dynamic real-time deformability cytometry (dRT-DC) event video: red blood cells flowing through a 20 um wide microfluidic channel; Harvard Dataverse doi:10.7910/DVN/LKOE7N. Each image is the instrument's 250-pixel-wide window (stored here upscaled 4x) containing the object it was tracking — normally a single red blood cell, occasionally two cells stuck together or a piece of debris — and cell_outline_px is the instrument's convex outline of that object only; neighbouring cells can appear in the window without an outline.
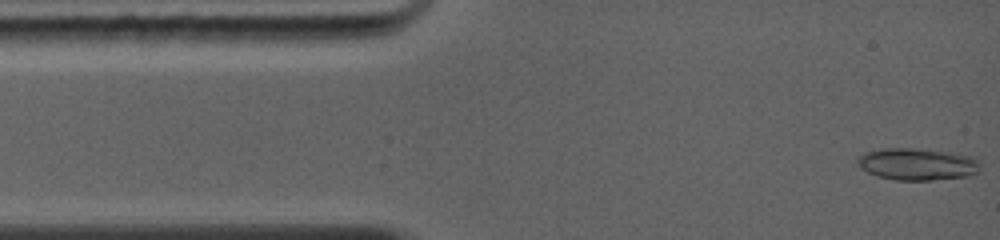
{"species": "common noctule bat (a hibernating species)", "species_latin": "Nyctalus noctula", "temperature_condition": "warm", "stored_images_in_passage": 53, "camera_frame_rate_fps": 5000, "um_per_image_px": 0.085, "animal": {"sex": "female", "body_mass_g": 19.0, "forearm_length_mm": 56.7}, "frame": {"image": 1, "passage_image": 1, "time_ms": 0.0, "image_size_px": [1000, 240], "cell_outline_px": [[980, 168], [972, 176], [932, 180], [896, 180], [876, 176], [860, 168], [856, 160], [864, 152], [880, 148], [912, 148], [948, 152], [972, 156], [976, 160]], "centroid_in_image_um": [77.94, 13.96], "position_along_channel_um": 7.1, "area_um2": 22.95}}
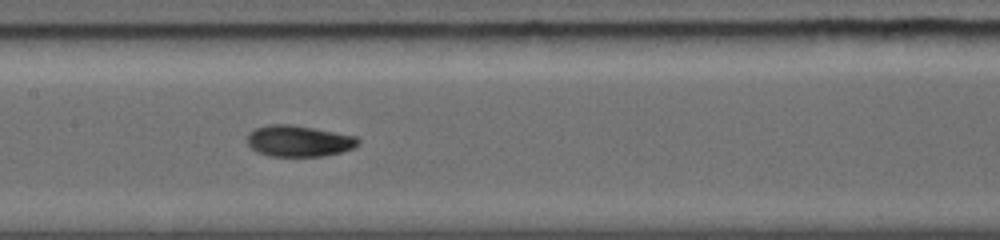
{"frame": {"image": 2, "passage_image": 23, "time_ms": 5.6, "image_size_px": [1000, 240], "cell_outline_px": [[360, 144], [352, 148], [340, 152], [324, 156], [268, 156], [256, 152], [248, 144], [248, 132], [256, 128], [268, 124], [292, 124], [356, 136], [360, 140]], "centroid_in_image_um": [25.38, 11.98], "position_along_channel_um": 182.0, "area_um2": 20.23}}
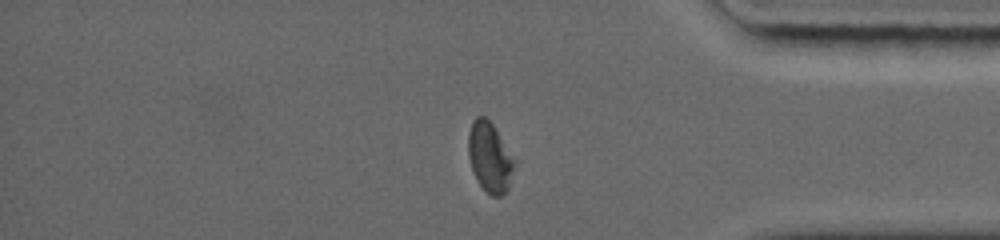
{"frame": {"image": 3, "passage_image": 46, "time_ms": 10.8, "image_size_px": [1000, 240], "cell_outline_px": [[516, 164], [508, 188], [500, 196], [492, 196], [476, 180], [472, 172], [468, 156], [468, 132], [472, 120], [476, 116], [484, 116], [492, 124], [516, 160]], "centroid_in_image_um": [41.62, 13.35], "position_along_channel_um": 393.6, "area_um2": 18.84}, "authors_computed_cell_mechanics": {"area_um2": 20.23, "velocity_mm_per_s": 4.3777, "shape_relaxation_time_tau1_ms": 4.5783, "shape_relaxation_time_tau2_ms": 2.6877, "deformation_change_tau1": 0.1582, "deformation_change_tau2": 0.0595}}